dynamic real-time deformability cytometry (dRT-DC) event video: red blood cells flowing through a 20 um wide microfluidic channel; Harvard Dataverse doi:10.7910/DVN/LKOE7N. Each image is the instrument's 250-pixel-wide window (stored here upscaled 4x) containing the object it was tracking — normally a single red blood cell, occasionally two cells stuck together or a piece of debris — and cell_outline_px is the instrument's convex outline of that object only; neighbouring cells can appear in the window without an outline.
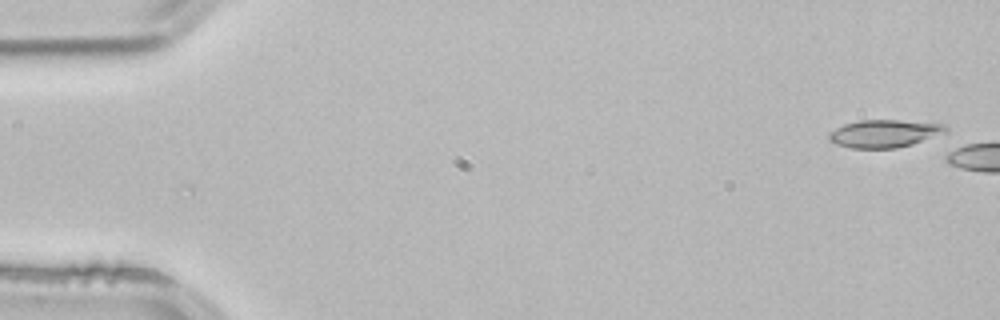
{"species": "common noctule bat (a hibernating species)", "species_latin": "Nyctalus noctula", "temperature_condition": "room temperature", "stored_images_in_passage": 4, "camera_frame_rate_fps": 3000, "um_per_image_px": 0.085, "animal": {"sex": "male", "body_mass_g": 21.5, "forearm_length_mm": 52.0}, "frame": {"image": 1, "passage_image": 1, "time_ms": 0.0, "image_size_px": [1000, 320], "cell_outline_px": [[948, 132], [912, 144], [896, 148], [852, 148], [836, 144], [828, 140], [828, 136], [836, 128], [844, 124], [860, 120], [900, 120], [944, 124], [948, 128]], "centroid_in_image_um": [75.19, 11.35], "position_along_channel_um": 9.8, "area_um2": 18.79}}
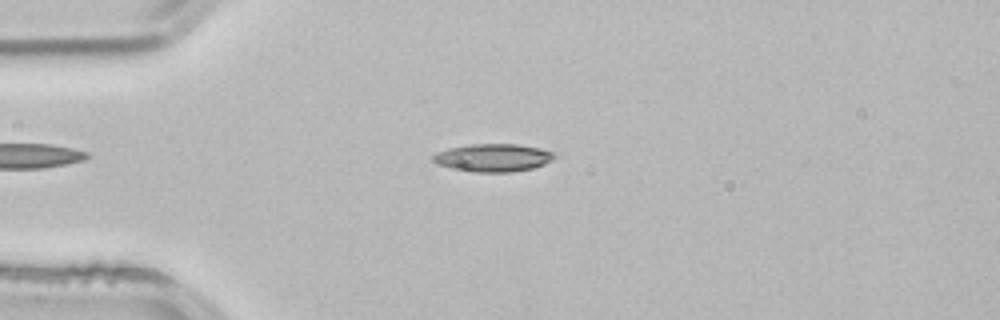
{"frame": {"image": 2, "passage_image": 4, "time_ms": 1.0, "image_size_px": [1000, 320], "cell_outline_px": [[556, 156], [552, 160], [544, 164], [532, 168], [512, 172], [476, 172], [452, 168], [436, 164], [432, 160], [432, 156], [440, 152], [452, 148], [472, 144], [516, 144], [540, 148], [552, 152]], "centroid_in_image_um": [41.94, 13.41], "position_along_channel_um": 43.1, "area_um2": 19.42}}